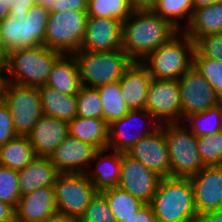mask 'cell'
<instances>
[{
	"label": "cell",
	"mask_w": 222,
	"mask_h": 222,
	"mask_svg": "<svg viewBox=\"0 0 222 222\" xmlns=\"http://www.w3.org/2000/svg\"><path fill=\"white\" fill-rule=\"evenodd\" d=\"M178 32L152 10L134 11L122 22V50L133 62H142Z\"/></svg>",
	"instance_id": "cell-1"
},
{
	"label": "cell",
	"mask_w": 222,
	"mask_h": 222,
	"mask_svg": "<svg viewBox=\"0 0 222 222\" xmlns=\"http://www.w3.org/2000/svg\"><path fill=\"white\" fill-rule=\"evenodd\" d=\"M122 49V22L118 19L87 17L80 50L89 52Z\"/></svg>",
	"instance_id": "cell-16"
},
{
	"label": "cell",
	"mask_w": 222,
	"mask_h": 222,
	"mask_svg": "<svg viewBox=\"0 0 222 222\" xmlns=\"http://www.w3.org/2000/svg\"><path fill=\"white\" fill-rule=\"evenodd\" d=\"M120 171L121 153L106 148L96 152L85 174L95 189L102 192L105 189L117 187L120 180Z\"/></svg>",
	"instance_id": "cell-21"
},
{
	"label": "cell",
	"mask_w": 222,
	"mask_h": 222,
	"mask_svg": "<svg viewBox=\"0 0 222 222\" xmlns=\"http://www.w3.org/2000/svg\"><path fill=\"white\" fill-rule=\"evenodd\" d=\"M61 55L44 45L13 50L8 54L7 82L34 87L45 85L53 64Z\"/></svg>",
	"instance_id": "cell-4"
},
{
	"label": "cell",
	"mask_w": 222,
	"mask_h": 222,
	"mask_svg": "<svg viewBox=\"0 0 222 222\" xmlns=\"http://www.w3.org/2000/svg\"><path fill=\"white\" fill-rule=\"evenodd\" d=\"M195 50L206 58L222 62V33L199 37L195 41Z\"/></svg>",
	"instance_id": "cell-39"
},
{
	"label": "cell",
	"mask_w": 222,
	"mask_h": 222,
	"mask_svg": "<svg viewBox=\"0 0 222 222\" xmlns=\"http://www.w3.org/2000/svg\"><path fill=\"white\" fill-rule=\"evenodd\" d=\"M68 135V122L42 114L26 136L37 156L49 157Z\"/></svg>",
	"instance_id": "cell-19"
},
{
	"label": "cell",
	"mask_w": 222,
	"mask_h": 222,
	"mask_svg": "<svg viewBox=\"0 0 222 222\" xmlns=\"http://www.w3.org/2000/svg\"><path fill=\"white\" fill-rule=\"evenodd\" d=\"M88 0H57L56 7L50 13H62L67 11L87 12Z\"/></svg>",
	"instance_id": "cell-41"
},
{
	"label": "cell",
	"mask_w": 222,
	"mask_h": 222,
	"mask_svg": "<svg viewBox=\"0 0 222 222\" xmlns=\"http://www.w3.org/2000/svg\"><path fill=\"white\" fill-rule=\"evenodd\" d=\"M219 1H222V0H192L193 9H197L203 6H209Z\"/></svg>",
	"instance_id": "cell-51"
},
{
	"label": "cell",
	"mask_w": 222,
	"mask_h": 222,
	"mask_svg": "<svg viewBox=\"0 0 222 222\" xmlns=\"http://www.w3.org/2000/svg\"><path fill=\"white\" fill-rule=\"evenodd\" d=\"M182 123L197 137L222 131V103L188 116Z\"/></svg>",
	"instance_id": "cell-32"
},
{
	"label": "cell",
	"mask_w": 222,
	"mask_h": 222,
	"mask_svg": "<svg viewBox=\"0 0 222 222\" xmlns=\"http://www.w3.org/2000/svg\"><path fill=\"white\" fill-rule=\"evenodd\" d=\"M97 151L95 146L68 135L48 158L60 173H86Z\"/></svg>",
	"instance_id": "cell-17"
},
{
	"label": "cell",
	"mask_w": 222,
	"mask_h": 222,
	"mask_svg": "<svg viewBox=\"0 0 222 222\" xmlns=\"http://www.w3.org/2000/svg\"><path fill=\"white\" fill-rule=\"evenodd\" d=\"M53 187L57 213L78 220L98 193L85 173H60Z\"/></svg>",
	"instance_id": "cell-10"
},
{
	"label": "cell",
	"mask_w": 222,
	"mask_h": 222,
	"mask_svg": "<svg viewBox=\"0 0 222 222\" xmlns=\"http://www.w3.org/2000/svg\"><path fill=\"white\" fill-rule=\"evenodd\" d=\"M182 122L190 115L201 113L222 103L215 89L192 66L178 79Z\"/></svg>",
	"instance_id": "cell-12"
},
{
	"label": "cell",
	"mask_w": 222,
	"mask_h": 222,
	"mask_svg": "<svg viewBox=\"0 0 222 222\" xmlns=\"http://www.w3.org/2000/svg\"><path fill=\"white\" fill-rule=\"evenodd\" d=\"M183 32L194 42L205 35L222 33V1L194 9Z\"/></svg>",
	"instance_id": "cell-25"
},
{
	"label": "cell",
	"mask_w": 222,
	"mask_h": 222,
	"mask_svg": "<svg viewBox=\"0 0 222 222\" xmlns=\"http://www.w3.org/2000/svg\"><path fill=\"white\" fill-rule=\"evenodd\" d=\"M193 67L215 89L217 95L222 100V62L206 58L194 50Z\"/></svg>",
	"instance_id": "cell-35"
},
{
	"label": "cell",
	"mask_w": 222,
	"mask_h": 222,
	"mask_svg": "<svg viewBox=\"0 0 222 222\" xmlns=\"http://www.w3.org/2000/svg\"><path fill=\"white\" fill-rule=\"evenodd\" d=\"M160 123H182V108L178 80H157L149 83L146 106Z\"/></svg>",
	"instance_id": "cell-13"
},
{
	"label": "cell",
	"mask_w": 222,
	"mask_h": 222,
	"mask_svg": "<svg viewBox=\"0 0 222 222\" xmlns=\"http://www.w3.org/2000/svg\"><path fill=\"white\" fill-rule=\"evenodd\" d=\"M20 197L18 171L0 166V201L16 209Z\"/></svg>",
	"instance_id": "cell-37"
},
{
	"label": "cell",
	"mask_w": 222,
	"mask_h": 222,
	"mask_svg": "<svg viewBox=\"0 0 222 222\" xmlns=\"http://www.w3.org/2000/svg\"><path fill=\"white\" fill-rule=\"evenodd\" d=\"M198 214L222 208V166H204L189 178Z\"/></svg>",
	"instance_id": "cell-18"
},
{
	"label": "cell",
	"mask_w": 222,
	"mask_h": 222,
	"mask_svg": "<svg viewBox=\"0 0 222 222\" xmlns=\"http://www.w3.org/2000/svg\"><path fill=\"white\" fill-rule=\"evenodd\" d=\"M79 69L81 85L99 87L120 80L132 60L122 50L73 53Z\"/></svg>",
	"instance_id": "cell-5"
},
{
	"label": "cell",
	"mask_w": 222,
	"mask_h": 222,
	"mask_svg": "<svg viewBox=\"0 0 222 222\" xmlns=\"http://www.w3.org/2000/svg\"><path fill=\"white\" fill-rule=\"evenodd\" d=\"M9 53H0V87L7 82V63Z\"/></svg>",
	"instance_id": "cell-47"
},
{
	"label": "cell",
	"mask_w": 222,
	"mask_h": 222,
	"mask_svg": "<svg viewBox=\"0 0 222 222\" xmlns=\"http://www.w3.org/2000/svg\"><path fill=\"white\" fill-rule=\"evenodd\" d=\"M12 5H14V0H0V21L9 15Z\"/></svg>",
	"instance_id": "cell-48"
},
{
	"label": "cell",
	"mask_w": 222,
	"mask_h": 222,
	"mask_svg": "<svg viewBox=\"0 0 222 222\" xmlns=\"http://www.w3.org/2000/svg\"><path fill=\"white\" fill-rule=\"evenodd\" d=\"M150 205L156 222H196L194 189L189 178H161Z\"/></svg>",
	"instance_id": "cell-2"
},
{
	"label": "cell",
	"mask_w": 222,
	"mask_h": 222,
	"mask_svg": "<svg viewBox=\"0 0 222 222\" xmlns=\"http://www.w3.org/2000/svg\"><path fill=\"white\" fill-rule=\"evenodd\" d=\"M36 156L28 137L18 135L0 147V166L20 171Z\"/></svg>",
	"instance_id": "cell-28"
},
{
	"label": "cell",
	"mask_w": 222,
	"mask_h": 222,
	"mask_svg": "<svg viewBox=\"0 0 222 222\" xmlns=\"http://www.w3.org/2000/svg\"><path fill=\"white\" fill-rule=\"evenodd\" d=\"M59 174V170L48 157L36 156L24 169L18 171L20 195L45 186H54Z\"/></svg>",
	"instance_id": "cell-23"
},
{
	"label": "cell",
	"mask_w": 222,
	"mask_h": 222,
	"mask_svg": "<svg viewBox=\"0 0 222 222\" xmlns=\"http://www.w3.org/2000/svg\"><path fill=\"white\" fill-rule=\"evenodd\" d=\"M196 222H222V208L198 214Z\"/></svg>",
	"instance_id": "cell-45"
},
{
	"label": "cell",
	"mask_w": 222,
	"mask_h": 222,
	"mask_svg": "<svg viewBox=\"0 0 222 222\" xmlns=\"http://www.w3.org/2000/svg\"><path fill=\"white\" fill-rule=\"evenodd\" d=\"M0 98L9 108L17 135L26 136L43 114L38 87L6 82Z\"/></svg>",
	"instance_id": "cell-8"
},
{
	"label": "cell",
	"mask_w": 222,
	"mask_h": 222,
	"mask_svg": "<svg viewBox=\"0 0 222 222\" xmlns=\"http://www.w3.org/2000/svg\"><path fill=\"white\" fill-rule=\"evenodd\" d=\"M76 97L77 117L103 118L102 104L97 88L81 85Z\"/></svg>",
	"instance_id": "cell-34"
},
{
	"label": "cell",
	"mask_w": 222,
	"mask_h": 222,
	"mask_svg": "<svg viewBox=\"0 0 222 222\" xmlns=\"http://www.w3.org/2000/svg\"><path fill=\"white\" fill-rule=\"evenodd\" d=\"M152 77L141 62H132L119 80L121 95L130 110L145 109Z\"/></svg>",
	"instance_id": "cell-22"
},
{
	"label": "cell",
	"mask_w": 222,
	"mask_h": 222,
	"mask_svg": "<svg viewBox=\"0 0 222 222\" xmlns=\"http://www.w3.org/2000/svg\"><path fill=\"white\" fill-rule=\"evenodd\" d=\"M101 99L103 119L107 124L124 117L130 109L121 95L119 81L97 87Z\"/></svg>",
	"instance_id": "cell-30"
},
{
	"label": "cell",
	"mask_w": 222,
	"mask_h": 222,
	"mask_svg": "<svg viewBox=\"0 0 222 222\" xmlns=\"http://www.w3.org/2000/svg\"><path fill=\"white\" fill-rule=\"evenodd\" d=\"M158 0H129L134 11H150L156 6Z\"/></svg>",
	"instance_id": "cell-46"
},
{
	"label": "cell",
	"mask_w": 222,
	"mask_h": 222,
	"mask_svg": "<svg viewBox=\"0 0 222 222\" xmlns=\"http://www.w3.org/2000/svg\"><path fill=\"white\" fill-rule=\"evenodd\" d=\"M42 222H79V220L73 217H68L66 215L57 213L52 217L46 218Z\"/></svg>",
	"instance_id": "cell-49"
},
{
	"label": "cell",
	"mask_w": 222,
	"mask_h": 222,
	"mask_svg": "<svg viewBox=\"0 0 222 222\" xmlns=\"http://www.w3.org/2000/svg\"><path fill=\"white\" fill-rule=\"evenodd\" d=\"M38 0H14V5L10 8L9 16L13 18L27 16L31 7L37 4Z\"/></svg>",
	"instance_id": "cell-42"
},
{
	"label": "cell",
	"mask_w": 222,
	"mask_h": 222,
	"mask_svg": "<svg viewBox=\"0 0 222 222\" xmlns=\"http://www.w3.org/2000/svg\"><path fill=\"white\" fill-rule=\"evenodd\" d=\"M195 42L183 31L149 54L141 63L157 80H178L193 66Z\"/></svg>",
	"instance_id": "cell-3"
},
{
	"label": "cell",
	"mask_w": 222,
	"mask_h": 222,
	"mask_svg": "<svg viewBox=\"0 0 222 222\" xmlns=\"http://www.w3.org/2000/svg\"><path fill=\"white\" fill-rule=\"evenodd\" d=\"M17 136L13 127L9 108L0 98V147Z\"/></svg>",
	"instance_id": "cell-40"
},
{
	"label": "cell",
	"mask_w": 222,
	"mask_h": 222,
	"mask_svg": "<svg viewBox=\"0 0 222 222\" xmlns=\"http://www.w3.org/2000/svg\"><path fill=\"white\" fill-rule=\"evenodd\" d=\"M45 85L58 90L62 94H77L81 82L78 64L73 54H62L55 61Z\"/></svg>",
	"instance_id": "cell-24"
},
{
	"label": "cell",
	"mask_w": 222,
	"mask_h": 222,
	"mask_svg": "<svg viewBox=\"0 0 222 222\" xmlns=\"http://www.w3.org/2000/svg\"><path fill=\"white\" fill-rule=\"evenodd\" d=\"M0 53H8L5 44L3 42V38L1 36V29H0Z\"/></svg>",
	"instance_id": "cell-52"
},
{
	"label": "cell",
	"mask_w": 222,
	"mask_h": 222,
	"mask_svg": "<svg viewBox=\"0 0 222 222\" xmlns=\"http://www.w3.org/2000/svg\"><path fill=\"white\" fill-rule=\"evenodd\" d=\"M172 178H190L204 165L197 149V136L184 123L162 124Z\"/></svg>",
	"instance_id": "cell-6"
},
{
	"label": "cell",
	"mask_w": 222,
	"mask_h": 222,
	"mask_svg": "<svg viewBox=\"0 0 222 222\" xmlns=\"http://www.w3.org/2000/svg\"><path fill=\"white\" fill-rule=\"evenodd\" d=\"M39 97L44 115L66 122L76 117V94L66 95L47 85L38 86Z\"/></svg>",
	"instance_id": "cell-26"
},
{
	"label": "cell",
	"mask_w": 222,
	"mask_h": 222,
	"mask_svg": "<svg viewBox=\"0 0 222 222\" xmlns=\"http://www.w3.org/2000/svg\"><path fill=\"white\" fill-rule=\"evenodd\" d=\"M124 222H156L154 211L150 204L143 205L138 212Z\"/></svg>",
	"instance_id": "cell-43"
},
{
	"label": "cell",
	"mask_w": 222,
	"mask_h": 222,
	"mask_svg": "<svg viewBox=\"0 0 222 222\" xmlns=\"http://www.w3.org/2000/svg\"><path fill=\"white\" fill-rule=\"evenodd\" d=\"M192 0H158L153 12L183 31L193 12Z\"/></svg>",
	"instance_id": "cell-31"
},
{
	"label": "cell",
	"mask_w": 222,
	"mask_h": 222,
	"mask_svg": "<svg viewBox=\"0 0 222 222\" xmlns=\"http://www.w3.org/2000/svg\"><path fill=\"white\" fill-rule=\"evenodd\" d=\"M197 149L204 166H222V131L197 137Z\"/></svg>",
	"instance_id": "cell-36"
},
{
	"label": "cell",
	"mask_w": 222,
	"mask_h": 222,
	"mask_svg": "<svg viewBox=\"0 0 222 222\" xmlns=\"http://www.w3.org/2000/svg\"><path fill=\"white\" fill-rule=\"evenodd\" d=\"M48 16V11L35 4L27 16L15 19L8 15L0 21L1 36L8 53L16 49L43 45Z\"/></svg>",
	"instance_id": "cell-7"
},
{
	"label": "cell",
	"mask_w": 222,
	"mask_h": 222,
	"mask_svg": "<svg viewBox=\"0 0 222 222\" xmlns=\"http://www.w3.org/2000/svg\"><path fill=\"white\" fill-rule=\"evenodd\" d=\"M69 135L95 146L98 150L108 145V124L103 118L75 117L68 122Z\"/></svg>",
	"instance_id": "cell-27"
},
{
	"label": "cell",
	"mask_w": 222,
	"mask_h": 222,
	"mask_svg": "<svg viewBox=\"0 0 222 222\" xmlns=\"http://www.w3.org/2000/svg\"><path fill=\"white\" fill-rule=\"evenodd\" d=\"M126 154L142 162L161 178L171 177L170 160L162 125L157 131L135 143Z\"/></svg>",
	"instance_id": "cell-15"
},
{
	"label": "cell",
	"mask_w": 222,
	"mask_h": 222,
	"mask_svg": "<svg viewBox=\"0 0 222 222\" xmlns=\"http://www.w3.org/2000/svg\"><path fill=\"white\" fill-rule=\"evenodd\" d=\"M57 0H38L37 4L41 5L49 13L52 11L53 7H56Z\"/></svg>",
	"instance_id": "cell-50"
},
{
	"label": "cell",
	"mask_w": 222,
	"mask_h": 222,
	"mask_svg": "<svg viewBox=\"0 0 222 222\" xmlns=\"http://www.w3.org/2000/svg\"><path fill=\"white\" fill-rule=\"evenodd\" d=\"M79 222H116L106 198L98 192L85 209Z\"/></svg>",
	"instance_id": "cell-38"
},
{
	"label": "cell",
	"mask_w": 222,
	"mask_h": 222,
	"mask_svg": "<svg viewBox=\"0 0 222 222\" xmlns=\"http://www.w3.org/2000/svg\"><path fill=\"white\" fill-rule=\"evenodd\" d=\"M15 214L16 222H42L57 214L54 187L45 186L21 196Z\"/></svg>",
	"instance_id": "cell-20"
},
{
	"label": "cell",
	"mask_w": 222,
	"mask_h": 222,
	"mask_svg": "<svg viewBox=\"0 0 222 222\" xmlns=\"http://www.w3.org/2000/svg\"><path fill=\"white\" fill-rule=\"evenodd\" d=\"M87 17V12L81 11L49 13L43 45L62 54L77 52L84 39Z\"/></svg>",
	"instance_id": "cell-9"
},
{
	"label": "cell",
	"mask_w": 222,
	"mask_h": 222,
	"mask_svg": "<svg viewBox=\"0 0 222 222\" xmlns=\"http://www.w3.org/2000/svg\"><path fill=\"white\" fill-rule=\"evenodd\" d=\"M160 126L161 123L147 110H130L121 119L108 124L107 148L126 153L140 139L154 133Z\"/></svg>",
	"instance_id": "cell-11"
},
{
	"label": "cell",
	"mask_w": 222,
	"mask_h": 222,
	"mask_svg": "<svg viewBox=\"0 0 222 222\" xmlns=\"http://www.w3.org/2000/svg\"><path fill=\"white\" fill-rule=\"evenodd\" d=\"M134 12L129 0H88V17H101L126 21Z\"/></svg>",
	"instance_id": "cell-33"
},
{
	"label": "cell",
	"mask_w": 222,
	"mask_h": 222,
	"mask_svg": "<svg viewBox=\"0 0 222 222\" xmlns=\"http://www.w3.org/2000/svg\"><path fill=\"white\" fill-rule=\"evenodd\" d=\"M161 177L142 162L121 153L120 180L117 185L145 204H150Z\"/></svg>",
	"instance_id": "cell-14"
},
{
	"label": "cell",
	"mask_w": 222,
	"mask_h": 222,
	"mask_svg": "<svg viewBox=\"0 0 222 222\" xmlns=\"http://www.w3.org/2000/svg\"><path fill=\"white\" fill-rule=\"evenodd\" d=\"M0 222H16L15 208L0 201Z\"/></svg>",
	"instance_id": "cell-44"
},
{
	"label": "cell",
	"mask_w": 222,
	"mask_h": 222,
	"mask_svg": "<svg viewBox=\"0 0 222 222\" xmlns=\"http://www.w3.org/2000/svg\"><path fill=\"white\" fill-rule=\"evenodd\" d=\"M100 193L106 198L116 222L126 221L145 205L140 199L118 187L105 189Z\"/></svg>",
	"instance_id": "cell-29"
}]
</instances>
